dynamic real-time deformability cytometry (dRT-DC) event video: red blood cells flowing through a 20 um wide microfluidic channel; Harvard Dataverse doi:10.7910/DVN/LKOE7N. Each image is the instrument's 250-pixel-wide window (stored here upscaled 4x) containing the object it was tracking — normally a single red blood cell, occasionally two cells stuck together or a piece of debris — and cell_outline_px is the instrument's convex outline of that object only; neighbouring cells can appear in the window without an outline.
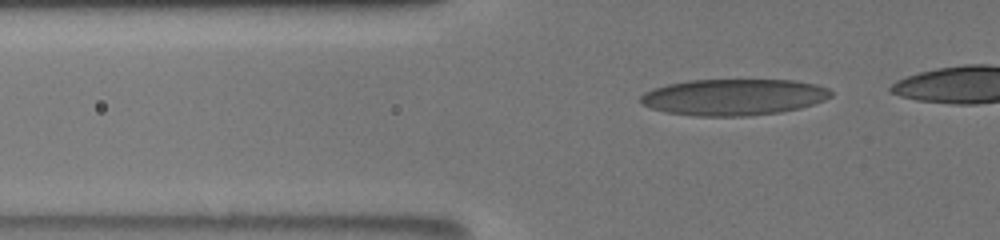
{"species": "human", "species_latin": "Homo sapiens", "temperature_condition": "room temperature", "stored_images_in_passage": 66, "camera_frame_rate_fps": 3000, "um_per_image_px": 0.085, "donor": {"sex": "male"}, "frame": {"image": 1, "passage_image": 24, "time_ms": 5.667, "image_size_px": [1000, 240], "cell_outline_px": [[832, 96], [824, 100], [800, 108], [780, 112], [748, 116], [696, 116], [664, 112], [640, 104], [640, 96], [644, 92], [652, 88], [668, 84], [688, 80], [796, 80], [816, 84], [828, 88], [832, 92]], "centroid_in_image_um": [62.34, 8.25], "position_along_channel_um": 63.5, "area_um2": 40.58}}
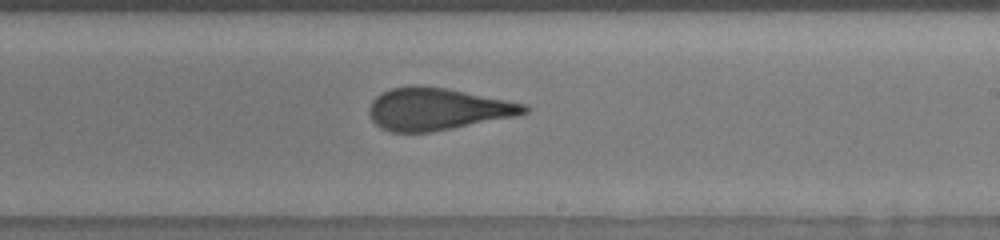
{"frame": {"image": 2, "passage_image": 51, "time_ms": 11.0, "image_size_px": [1000, 240], "cell_outline_px": [[532, 108], [528, 112], [512, 116], [432, 132], [388, 132], [380, 128], [372, 120], [368, 112], [368, 108], [372, 100], [376, 96], [392, 88], [412, 84], [420, 84], [444, 88], [524, 104]], "centroid_in_image_um": [37.08, 9.27], "position_along_channel_um": 251.9, "area_um2": 37.74}}
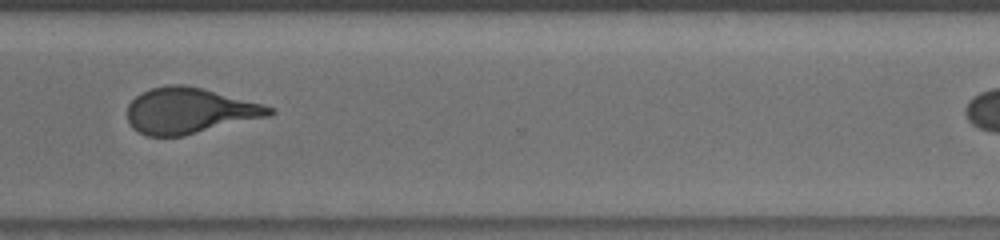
{"frame": {"image": 3, "passage_image": 65, "time_ms": 13.667, "image_size_px": [1000, 240], "cell_outline_px": [[276, 112], [268, 116], [184, 136], [148, 136], [132, 128], [128, 120], [128, 104], [140, 92], [152, 88], [168, 84], [184, 84], [264, 104], [276, 108]], "centroid_in_image_um": [16.1, 9.41], "position_along_channel_um": 354.5, "area_um2": 37.8}}